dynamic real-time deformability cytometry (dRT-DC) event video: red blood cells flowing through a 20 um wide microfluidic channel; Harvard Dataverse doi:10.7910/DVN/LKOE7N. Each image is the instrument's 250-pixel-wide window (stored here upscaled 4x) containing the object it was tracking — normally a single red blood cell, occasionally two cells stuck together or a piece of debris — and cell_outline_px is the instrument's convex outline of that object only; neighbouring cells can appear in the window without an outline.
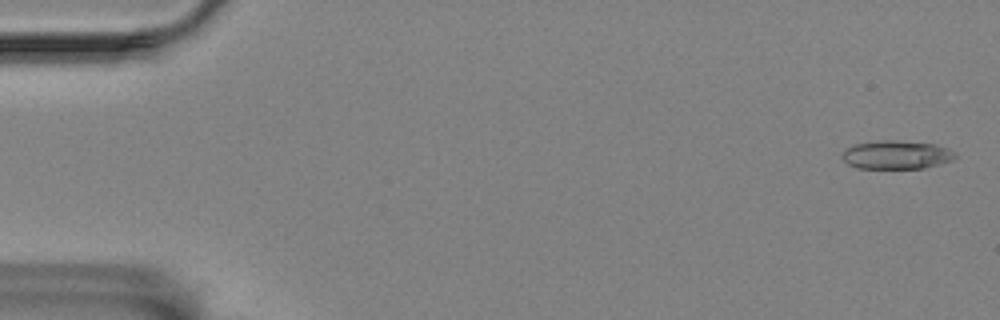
{"species": "Egyptian fruit bat (a non-hibernating species)", "species_latin": "Rousettus aegyptiacus", "temperature_condition": "room temperature", "stored_images_in_passage": 59, "camera_frame_rate_fps": 3000, "um_per_image_px": 0.085, "animal": {"sex": "female"}, "frame": {"image": 1, "passage_image": 2, "time_ms": 0.333, "image_size_px": [1000, 320], "cell_outline_px": [[956, 156], [952, 160], [940, 164], [924, 168], [856, 168], [848, 164], [844, 160], [844, 152], [848, 148], [856, 144], [884, 140], [896, 140], [936, 144], [948, 148], [956, 152]], "centroid_in_image_um": [76.26, 13.16], "position_along_channel_um": 8.7, "area_um2": 18.61}}
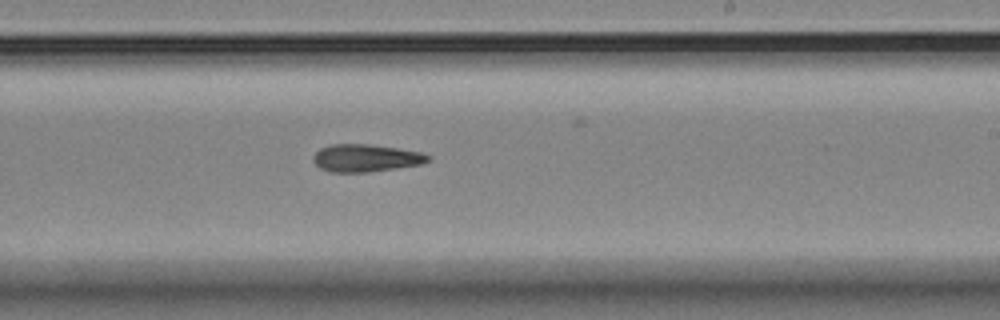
{"frame": {"image": 2, "passage_image": 35, "time_ms": 11.333, "image_size_px": [1000, 320], "cell_outline_px": [[428, 160], [420, 164], [396, 168], [368, 172], [332, 172], [320, 168], [312, 160], [312, 156], [320, 148], [332, 144], [368, 144], [396, 148], [420, 152], [428, 156]], "centroid_in_image_um": [31.02, 13.43], "position_along_channel_um": 258.0, "area_um2": 18.15}}
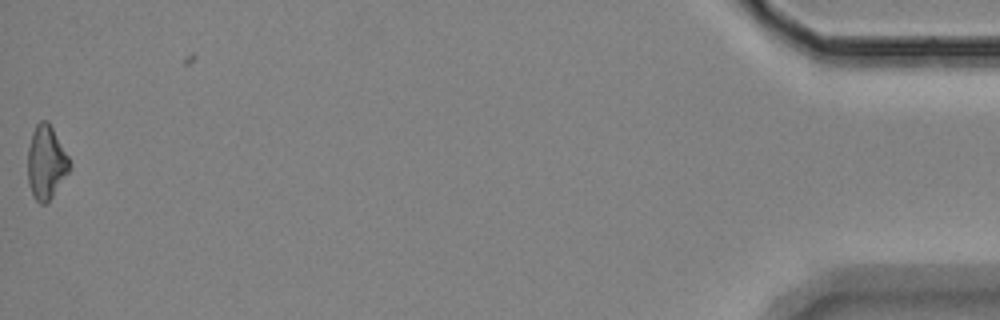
{"frame": {"image": 3, "passage_image": 58, "time_ms": 19.0, "image_size_px": [1000, 320], "cell_outline_px": [[72, 168], [52, 196], [44, 204], [40, 204], [36, 200], [28, 184], [28, 148], [32, 132], [36, 124], [40, 120], [48, 120], [68, 156], [72, 164]], "centroid_in_image_um": [3.93, 13.78], "position_along_channel_um": 431.3, "area_um2": 17.92}}